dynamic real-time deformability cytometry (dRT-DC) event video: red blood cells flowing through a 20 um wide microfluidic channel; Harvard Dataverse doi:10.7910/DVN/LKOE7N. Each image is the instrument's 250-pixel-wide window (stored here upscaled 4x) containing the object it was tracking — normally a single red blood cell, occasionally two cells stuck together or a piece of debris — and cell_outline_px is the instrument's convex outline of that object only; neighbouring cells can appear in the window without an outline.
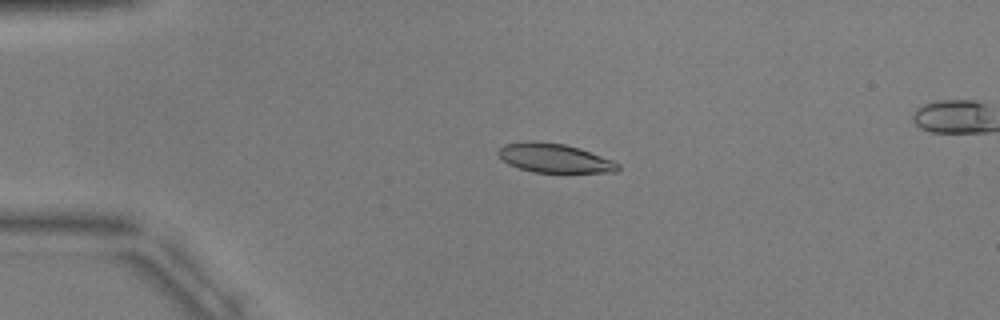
{"species": "common noctule bat (a hibernating species)", "species_latin": "Nyctalus noctula", "temperature_condition": "warm", "stored_images_in_passage": 6, "segment_of_instrument_passage": [1, 2], "camera_frame_rate_fps": 3000, "um_per_image_px": 0.085, "animal": {"sex": "male", "body_mass_g": 17.9, "forearm_length_mm": 54.2}, "frame": {"image": 1, "passage_image": 4, "time_ms": 3.333, "image_size_px": [1000, 320], "cell_outline_px": [[620, 168], [616, 172], [532, 172], [508, 164], [496, 152], [504, 144], [532, 140], [564, 144], [580, 148], [612, 160], [620, 164]], "centroid_in_image_um": [47.12, 13.43], "position_along_channel_um": 37.9, "area_um2": 20.17}}